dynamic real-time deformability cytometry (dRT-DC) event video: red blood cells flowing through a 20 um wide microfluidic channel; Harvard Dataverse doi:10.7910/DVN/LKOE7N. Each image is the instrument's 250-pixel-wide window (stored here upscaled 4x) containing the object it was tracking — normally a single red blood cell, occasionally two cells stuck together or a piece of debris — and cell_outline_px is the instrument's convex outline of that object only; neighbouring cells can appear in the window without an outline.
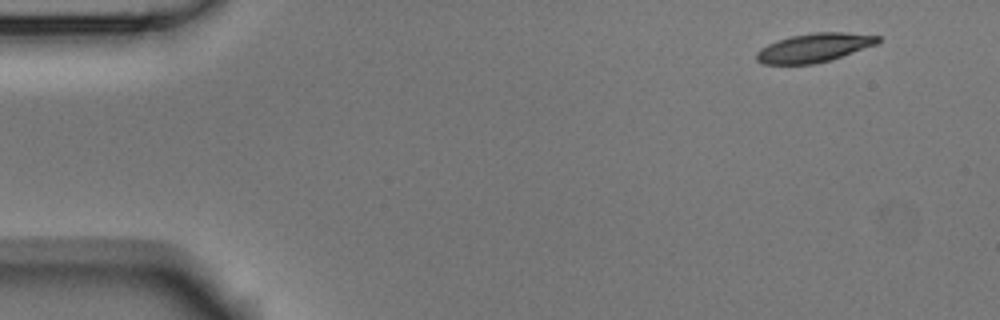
{"species": "Egyptian fruit bat (a non-hibernating species)", "species_latin": "Rousettus aegyptiacus", "temperature_condition": "room temperature", "stored_images_in_passage": 6, "camera_frame_rate_fps": 3000, "um_per_image_px": 0.085, "animal": {"sex": "male"}, "frame": {"image": 1, "passage_image": 1, "time_ms": 0.0, "image_size_px": [1000, 320], "cell_outline_px": [[880, 40], [876, 44], [828, 60], [812, 64], [764, 64], [756, 60], [756, 52], [760, 48], [776, 40], [792, 36], [812, 32], [844, 32], [880, 36]], "centroid_in_image_um": [69.15, 4.05], "position_along_channel_um": 15.9, "area_um2": 20.11}}
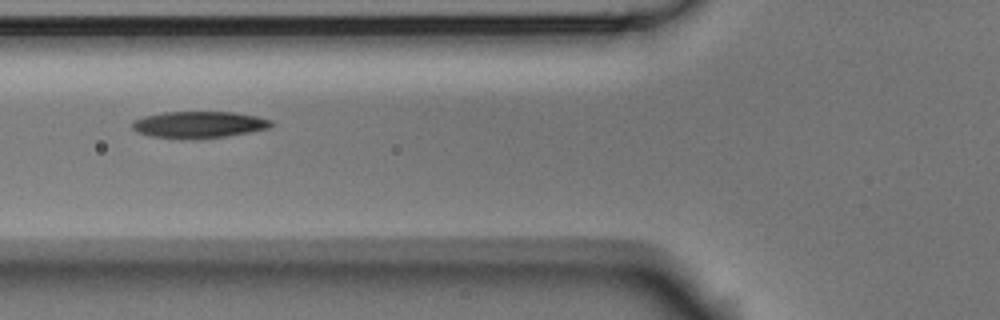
{"frame": {"image": 2, "passage_image": 5, "time_ms": 1.333, "image_size_px": [1000, 320], "cell_outline_px": [[276, 124], [268, 128], [228, 136], [180, 140], [148, 136], [136, 132], [132, 128], [132, 120], [144, 116], [164, 112], [236, 112], [256, 116], [272, 120]], "centroid_in_image_um": [16.87, 10.6], "position_along_channel_um": 108.9, "area_um2": 21.96}}
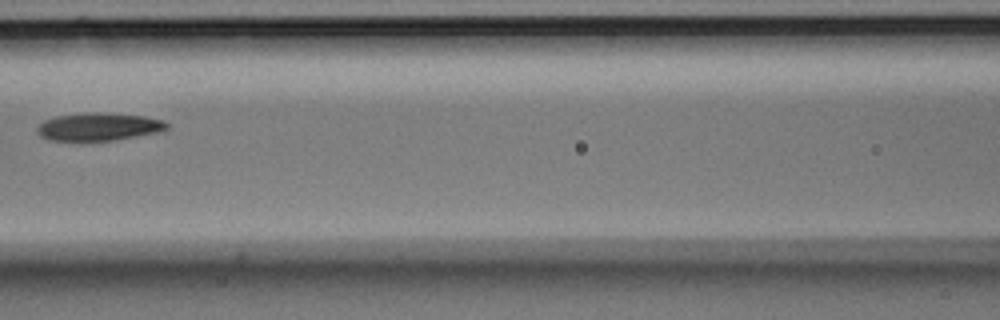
{"frame": {"image": 3, "passage_image": 6, "time_ms": 1.667, "image_size_px": [1000, 320], "cell_outline_px": [[168, 128], [160, 132], [112, 140], [80, 144], [48, 140], [40, 136], [36, 132], [36, 128], [44, 120], [56, 116], [84, 112], [100, 112], [144, 116], [164, 120], [168, 124]], "centroid_in_image_um": [8.31, 10.81], "position_along_channel_um": 158.3, "area_um2": 21.96}}